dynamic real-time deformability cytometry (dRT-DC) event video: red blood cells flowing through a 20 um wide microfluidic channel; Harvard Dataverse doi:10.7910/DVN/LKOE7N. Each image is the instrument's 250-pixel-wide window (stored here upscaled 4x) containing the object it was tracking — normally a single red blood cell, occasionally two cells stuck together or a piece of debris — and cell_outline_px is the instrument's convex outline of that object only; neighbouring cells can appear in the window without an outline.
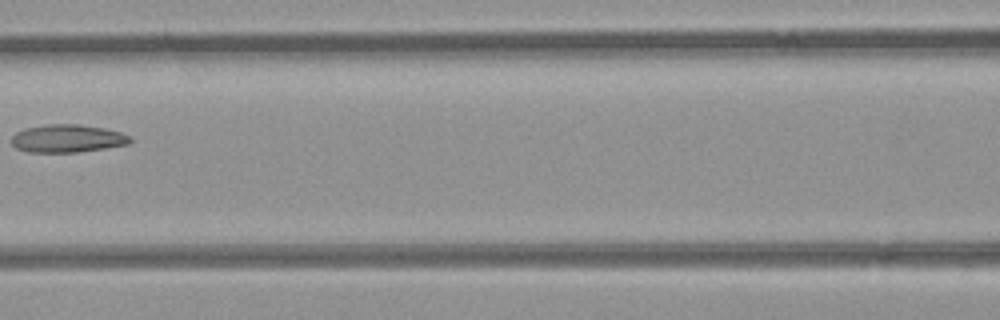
{"species": "common noctule bat (a hibernating species)", "species_latin": "Nyctalus noctula", "temperature_condition": "room temperature", "stored_images_in_passage": 6, "camera_frame_rate_fps": 3000, "um_per_image_px": 0.085, "animal": {"sex": "female", "body_mass_g": 21.9}, "frame": {"image": 1, "passage_image": 5, "time_ms": 5.667, "image_size_px": [1000, 320], "cell_outline_px": [[132, 140], [128, 144], [104, 148], [76, 152], [28, 152], [16, 148], [12, 144], [12, 136], [16, 132], [24, 128], [44, 124], [80, 124], [104, 128], [120, 132], [128, 136]], "centroid_in_image_um": [5.69, 11.76], "position_along_channel_um": 160.9, "area_um2": 19.25}}
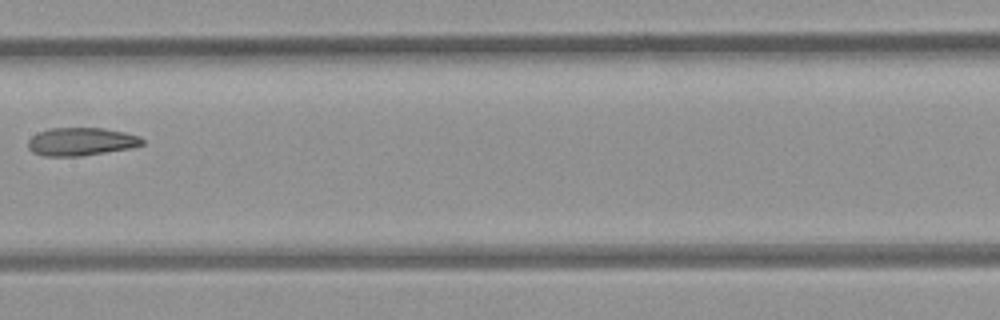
{"frame": {"image": 2, "passage_image": 6, "time_ms": 6.667, "image_size_px": [1000, 320], "cell_outline_px": [[144, 144], [132, 148], [80, 156], [44, 156], [32, 152], [28, 148], [28, 140], [32, 136], [40, 132], [52, 128], [104, 128], [124, 132], [140, 136], [144, 140]], "centroid_in_image_um": [6.91, 12.04], "position_along_channel_um": 200.5, "area_um2": 18.67}}